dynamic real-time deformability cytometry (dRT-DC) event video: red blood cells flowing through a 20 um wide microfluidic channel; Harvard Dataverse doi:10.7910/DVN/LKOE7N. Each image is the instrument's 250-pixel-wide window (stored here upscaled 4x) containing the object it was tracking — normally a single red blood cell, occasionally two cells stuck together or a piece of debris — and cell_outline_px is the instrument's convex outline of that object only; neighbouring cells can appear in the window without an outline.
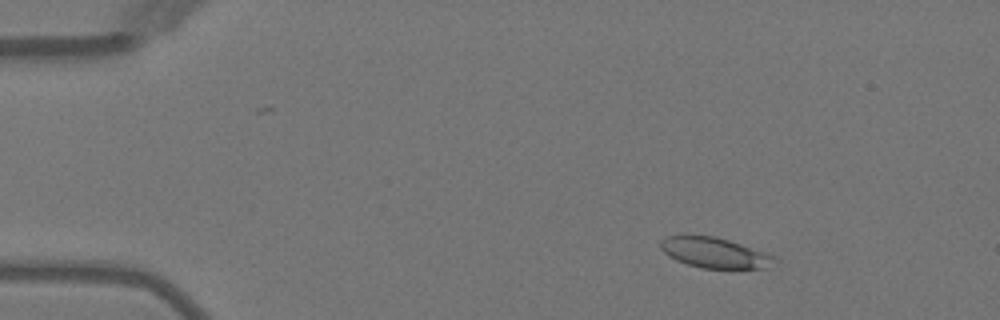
{"species": "Egyptian fruit bat (a non-hibernating species)", "species_latin": "Rousettus aegyptiacus", "temperature_condition": "warm", "stored_images_in_passage": 4, "camera_frame_rate_fps": 3000, "um_per_image_px": 0.085, "animal": {"sex": "female"}, "frame": {"image": 1, "passage_image": 2, "time_ms": 1.0, "image_size_px": [1000, 320], "cell_outline_px": [[772, 256], [764, 268], [700, 268], [676, 260], [668, 256], [660, 248], [660, 240], [668, 236], [716, 236], [764, 252]], "centroid_in_image_um": [60.6, 21.47], "position_along_channel_um": 24.4, "area_um2": 19.42}}